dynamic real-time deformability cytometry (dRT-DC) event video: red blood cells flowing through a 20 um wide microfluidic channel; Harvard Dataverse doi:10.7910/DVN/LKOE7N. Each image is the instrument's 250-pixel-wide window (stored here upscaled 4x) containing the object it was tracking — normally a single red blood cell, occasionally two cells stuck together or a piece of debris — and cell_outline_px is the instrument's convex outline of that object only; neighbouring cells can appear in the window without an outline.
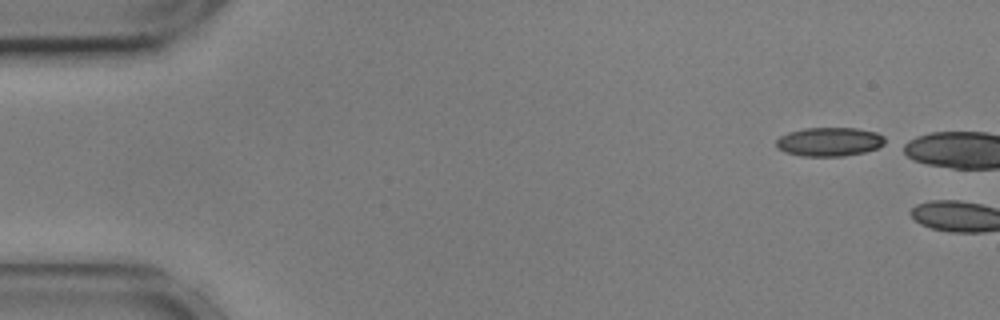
{"species": "common noctule bat (a hibernating species)", "species_latin": "Nyctalus noctula", "temperature_condition": "cold", "stored_images_in_passage": 3, "camera_frame_rate_fps": 3000, "um_per_image_px": 0.085, "animal": {"sex": "male", "body_mass_g": 17.9, "forearm_length_mm": 54.2}, "frame": {"image": 1, "passage_image": 1, "time_ms": 0.0, "image_size_px": [1000, 320], "cell_outline_px": [[884, 144], [876, 148], [864, 152], [844, 156], [800, 156], [784, 152], [776, 148], [776, 140], [780, 136], [788, 132], [804, 128], [856, 128], [876, 132], [884, 136]], "centroid_in_image_um": [70.46, 12.05], "position_along_channel_um": 14.5, "area_um2": 18.38}}